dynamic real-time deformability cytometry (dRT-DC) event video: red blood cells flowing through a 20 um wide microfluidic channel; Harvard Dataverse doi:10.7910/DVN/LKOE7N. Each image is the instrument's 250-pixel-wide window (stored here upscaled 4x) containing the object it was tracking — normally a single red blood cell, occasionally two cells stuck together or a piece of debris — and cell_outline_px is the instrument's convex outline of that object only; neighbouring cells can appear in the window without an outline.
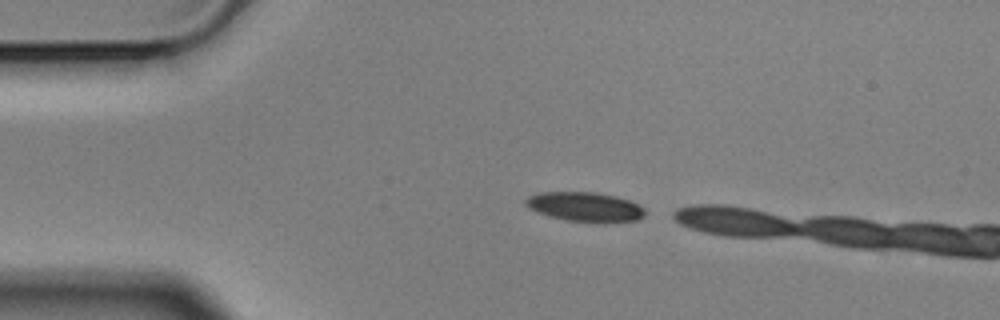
{"species": "Egyptian fruit bat (a non-hibernating species)", "species_latin": "Rousettus aegyptiacus", "temperature_condition": "cold", "stored_images_in_passage": 5, "camera_frame_rate_fps": 3000, "um_per_image_px": 0.085, "animal": {"sex": "male"}, "frame": {"image": 1, "passage_image": 1, "time_ms": 0.0, "image_size_px": [1000, 320], "cell_outline_px": [[648, 212], [644, 216], [636, 220], [604, 224], [568, 220], [548, 216], [536, 212], [528, 208], [524, 204], [524, 200], [528, 196], [536, 192], [596, 192], [616, 196], [628, 200], [644, 208]], "centroid_in_image_um": [49.72, 17.59], "position_along_channel_um": 35.3, "area_um2": 20.98}}